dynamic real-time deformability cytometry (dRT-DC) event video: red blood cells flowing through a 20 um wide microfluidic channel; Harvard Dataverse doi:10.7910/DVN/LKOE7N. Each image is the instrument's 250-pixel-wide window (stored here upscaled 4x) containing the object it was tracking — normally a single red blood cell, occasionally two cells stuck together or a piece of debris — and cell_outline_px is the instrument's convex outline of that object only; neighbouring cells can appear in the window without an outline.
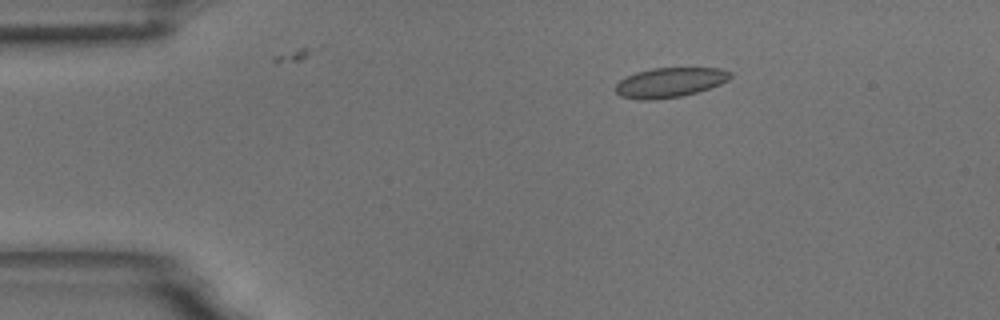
{"species": "common noctule bat (a hibernating species)", "species_latin": "Nyctalus noctula", "temperature_condition": "room temperature", "stored_images_in_passage": 6, "camera_frame_rate_fps": 3000, "um_per_image_px": 0.085, "animal": {"sex": "male", "body_mass_g": 18.8}, "frame": {"image": 1, "passage_image": 1, "time_ms": 0.0, "image_size_px": [1000, 320], "cell_outline_px": [[732, 76], [728, 80], [720, 84], [696, 92], [680, 96], [652, 100], [640, 100], [620, 96], [616, 92], [616, 84], [620, 80], [636, 72], [652, 68], [720, 68], [732, 72]], "centroid_in_image_um": [56.94, 7.0], "position_along_channel_um": 28.1, "area_um2": 19.77}}